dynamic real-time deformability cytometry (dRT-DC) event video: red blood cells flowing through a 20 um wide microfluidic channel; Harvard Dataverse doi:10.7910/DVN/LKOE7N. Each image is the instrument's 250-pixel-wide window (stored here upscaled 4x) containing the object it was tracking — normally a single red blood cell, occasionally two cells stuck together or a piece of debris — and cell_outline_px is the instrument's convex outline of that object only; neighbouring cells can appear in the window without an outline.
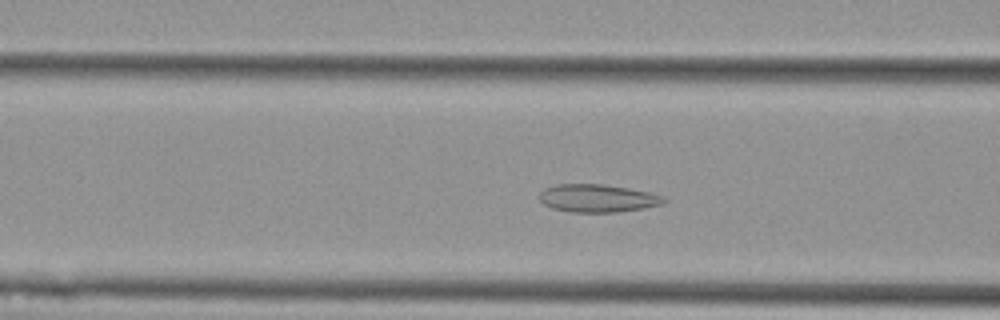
{"species": "Egyptian fruit bat (a non-hibernating species)", "species_latin": "Rousettus aegyptiacus", "temperature_condition": "cold", "stored_images_in_passage": 49, "camera_frame_rate_fps": 3000, "um_per_image_px": 0.085, "animal": {"sex": "female"}, "frame": {"image": 1, "passage_image": 16, "time_ms": 5.0, "image_size_px": [1000, 320], "cell_outline_px": [[668, 200], [660, 204], [644, 208], [616, 212], [572, 212], [552, 208], [544, 204], [540, 200], [540, 192], [544, 188], [556, 184], [604, 184], [628, 188], [648, 192], [660, 196]], "centroid_in_image_um": [50.75, 16.84], "position_along_channel_um": 115.8, "area_um2": 20.06}}
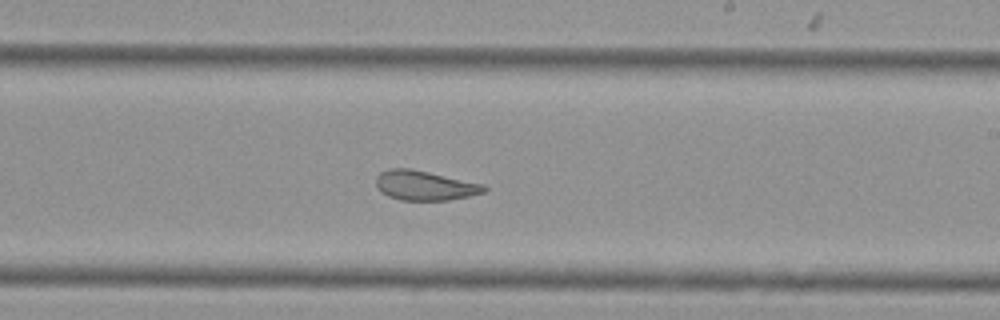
{"frame": {"image": 2, "passage_image": 27, "time_ms": 8.667, "image_size_px": [1000, 320], "cell_outline_px": [[488, 188], [484, 192], [468, 196], [448, 200], [400, 200], [388, 196], [380, 192], [376, 188], [376, 176], [380, 172], [388, 168], [412, 168], [484, 184]], "centroid_in_image_um": [36.06, 15.75], "position_along_channel_um": 252.9, "area_um2": 18.84}}
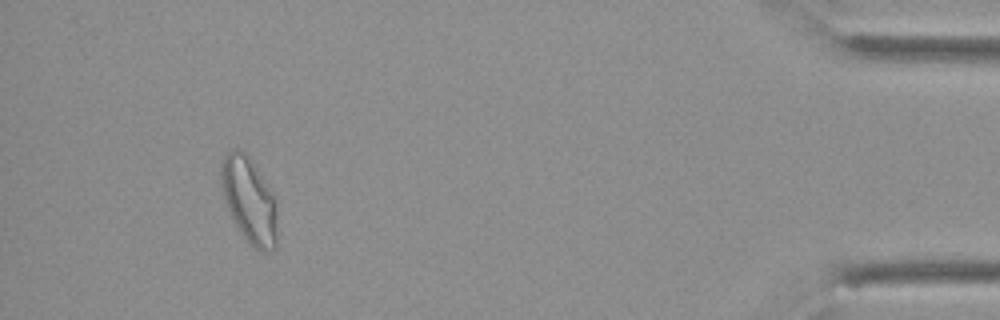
{"frame": {"image": 3, "passage_image": 45, "time_ms": 14.667, "image_size_px": [1000, 320], "cell_outline_px": [[276, 248], [264, 252], [260, 252], [240, 232], [228, 208], [220, 184], [220, 164], [224, 156], [232, 148], [240, 148], [252, 160], [276, 200]], "centroid_in_image_um": [21.17, 16.98], "position_along_channel_um": 414.0, "area_um2": 27.8}, "authors_computed_cell_mechanics": {"area_um2": 23.1778, "velocity_mm_per_s": 3.7522, "shape_relaxation_time_tau1_ms": 11.1613, "shape_relaxation_time_tau2_ms": 1.6317, "deformation_change_tau1": 0.2237, "deformation_change_tau2": 0.085}}